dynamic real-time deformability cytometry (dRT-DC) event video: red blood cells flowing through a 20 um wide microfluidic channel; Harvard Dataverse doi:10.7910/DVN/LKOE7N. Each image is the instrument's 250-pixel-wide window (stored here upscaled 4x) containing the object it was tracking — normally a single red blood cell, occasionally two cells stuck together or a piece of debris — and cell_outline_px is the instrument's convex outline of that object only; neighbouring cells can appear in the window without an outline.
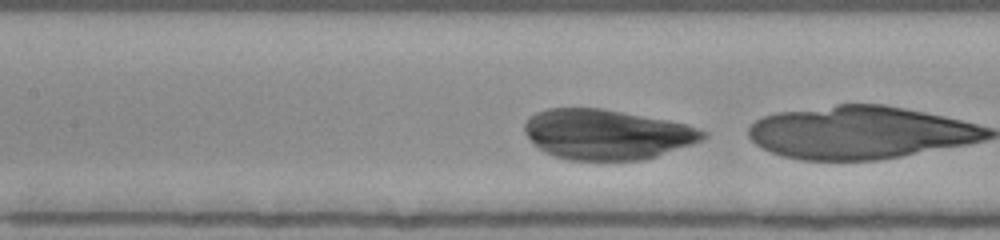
{"species": "human", "species_latin": "Homo sapiens", "temperature_condition": "room temperature", "stored_images_in_passage": 32, "camera_frame_rate_fps": 3000, "um_per_image_px": 0.085, "donor": {"sex": "female"}, "frame": {"image": 1, "passage_image": 12, "time_ms": 3.667, "image_size_px": [1000, 240], "cell_outline_px": [[708, 136], [692, 144], [656, 156], [640, 160], [568, 160], [544, 152], [524, 132], [524, 124], [528, 116], [536, 112], [548, 108], [600, 108], [668, 120], [688, 124], [708, 132]], "centroid_in_image_um": [51.58, 11.41], "position_along_channel_um": 155.8, "area_um2": 51.96}}